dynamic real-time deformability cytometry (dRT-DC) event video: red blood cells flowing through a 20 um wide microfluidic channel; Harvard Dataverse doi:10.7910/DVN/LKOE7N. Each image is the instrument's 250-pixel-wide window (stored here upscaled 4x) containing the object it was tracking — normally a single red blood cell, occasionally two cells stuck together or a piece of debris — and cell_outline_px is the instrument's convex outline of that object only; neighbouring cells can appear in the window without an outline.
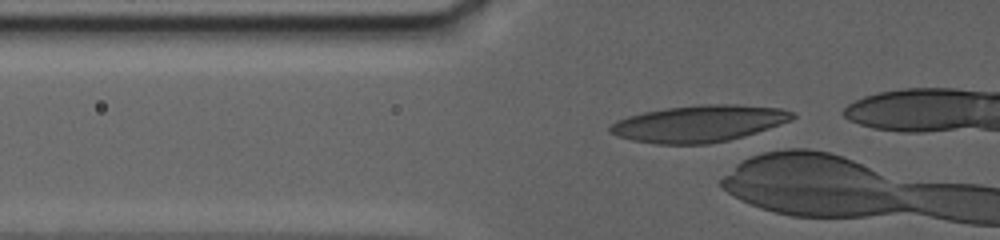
{"species": "human", "species_latin": "Homo sapiens", "temperature_condition": "warm", "stored_images_in_passage": 12, "camera_frame_rate_fps": 3000, "um_per_image_px": 0.085, "donor": {"sex": "female"}, "frame": {"image": 1, "passage_image": 9, "time_ms": 3.667, "image_size_px": [1000, 240], "cell_outline_px": [[796, 116], [792, 120], [744, 136], [728, 140], [708, 144], [656, 144], [632, 140], [616, 136], [608, 132], [608, 128], [616, 120], [628, 116], [644, 112], [668, 108], [700, 104], [740, 104], [780, 108], [796, 112]], "centroid_in_image_um": [59.41, 10.5], "position_along_channel_um": 66.4, "area_um2": 39.13}}